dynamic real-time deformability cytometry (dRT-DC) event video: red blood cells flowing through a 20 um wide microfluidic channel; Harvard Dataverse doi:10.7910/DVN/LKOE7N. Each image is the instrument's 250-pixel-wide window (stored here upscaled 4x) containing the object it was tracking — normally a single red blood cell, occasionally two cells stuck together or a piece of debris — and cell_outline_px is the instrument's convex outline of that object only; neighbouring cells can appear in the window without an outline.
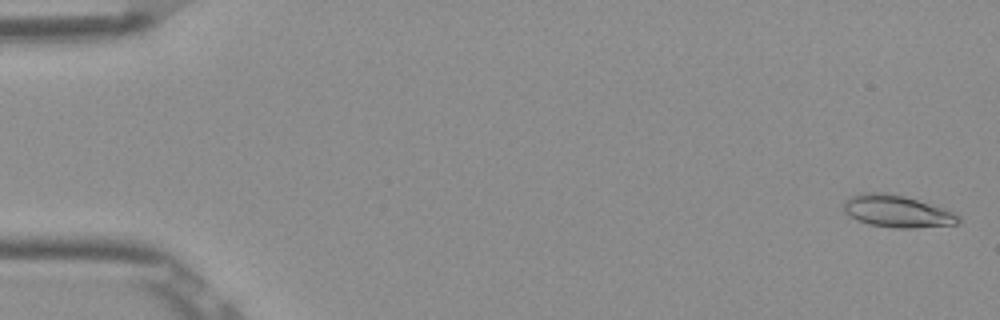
{"species": "Egyptian fruit bat (a non-hibernating species)", "species_latin": "Rousettus aegyptiacus", "temperature_condition": "room temperature", "stored_images_in_passage": 53, "camera_frame_rate_fps": 3000, "um_per_image_px": 0.085, "frame": {"image": 1, "passage_image": 2, "time_ms": 0.333, "image_size_px": [1000, 320], "cell_outline_px": [[960, 220], [956, 224], [916, 228], [892, 228], [868, 224], [844, 212], [844, 200], [848, 196], [864, 192], [880, 192], [904, 196], [944, 208], [960, 216]], "centroid_in_image_um": [76.24, 17.96], "position_along_channel_um": 8.8, "area_um2": 21.39}}
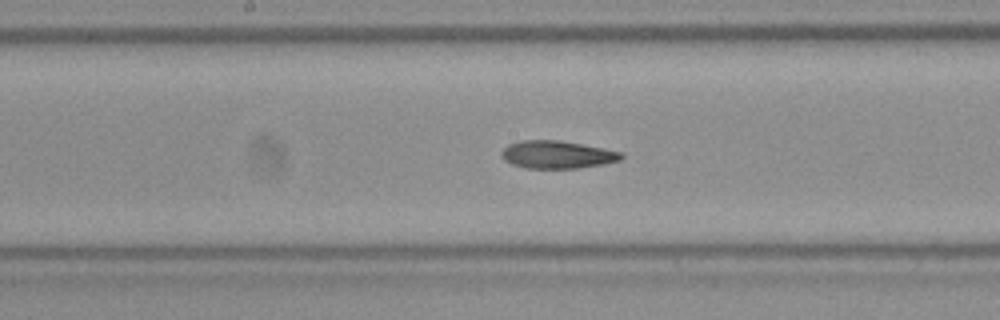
{"frame": {"image": 2, "passage_image": 28, "time_ms": 9.0, "image_size_px": [1000, 320], "cell_outline_px": [[624, 156], [620, 160], [604, 164], [580, 168], [524, 168], [512, 164], [504, 160], [500, 156], [500, 152], [508, 144], [520, 140], [560, 140], [604, 148], [620, 152]], "centroid_in_image_um": [47.33, 13.14], "position_along_channel_um": 200.9, "area_um2": 19.48}}
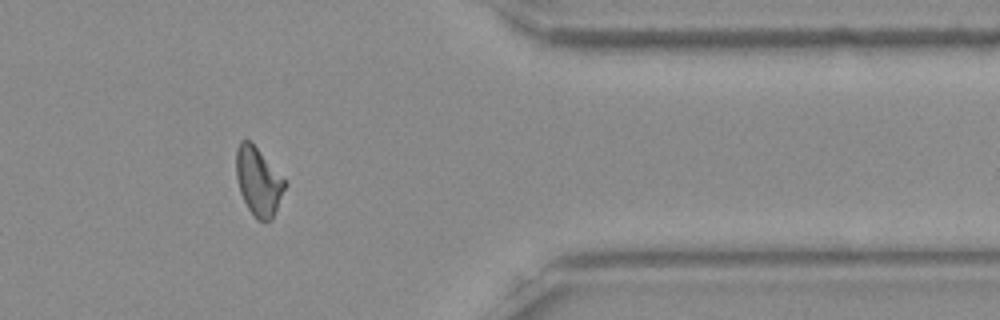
{"frame": {"image": 3, "passage_image": 44, "time_ms": 14.333, "image_size_px": [1000, 320], "cell_outline_px": [[288, 184], [272, 220], [256, 220], [248, 208], [240, 192], [236, 176], [236, 148], [240, 140], [248, 140], [256, 148]], "centroid_in_image_um": [21.96, 15.46], "position_along_channel_um": 389.4, "area_um2": 19.07}, "authors_computed_cell_mechanics": {"area_um2": 19.652, "velocity_mm_per_s": 3.8933, "shape_relaxation_time_tau1_ms": 6.3466, "shape_relaxation_time_tau2_ms": 4.2237, "deformation_change_tau1": 0.1984, "deformation_change_tau2": 0.126}}